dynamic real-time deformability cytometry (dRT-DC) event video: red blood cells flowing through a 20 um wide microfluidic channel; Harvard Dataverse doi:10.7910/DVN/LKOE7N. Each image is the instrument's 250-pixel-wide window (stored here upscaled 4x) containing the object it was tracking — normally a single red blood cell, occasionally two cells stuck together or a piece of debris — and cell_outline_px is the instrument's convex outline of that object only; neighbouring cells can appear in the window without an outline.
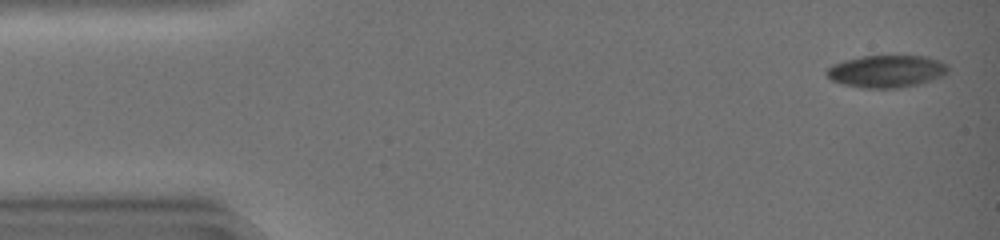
{"species": "common noctule bat (a hibernating species)", "species_latin": "Nyctalus noctula", "temperature_condition": "warm", "stored_images_in_passage": 46, "camera_frame_rate_fps": 3000, "um_per_image_px": 0.085, "animal": {"sex": "female", "body_mass_g": 19.0, "forearm_length_mm": 51.5}, "frame": {"image": 1, "passage_image": 1, "time_ms": 0.0, "image_size_px": [1000, 240], "cell_outline_px": [[948, 72], [944, 76], [920, 84], [900, 88], [864, 88], [840, 84], [832, 80], [824, 72], [832, 64], [844, 60], [860, 56], [924, 56], [940, 60], [948, 64]], "centroid_in_image_um": [75.37, 6.06], "position_along_channel_um": 9.6, "area_um2": 23.18}}
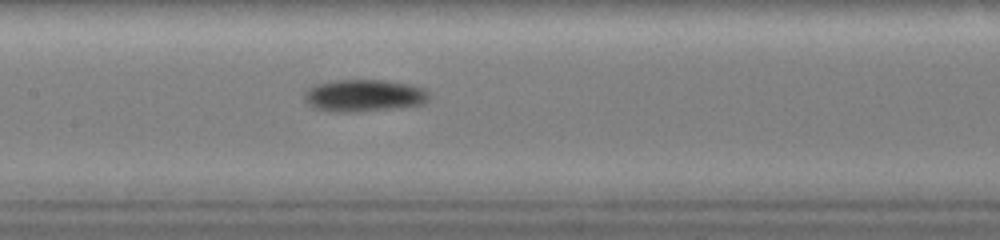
{"frame": {"image": 2, "passage_image": 22, "time_ms": 7.0, "image_size_px": [1000, 240], "cell_outline_px": [[428, 96], [420, 104], [388, 108], [320, 108], [312, 104], [304, 96], [304, 92], [312, 84], [328, 80], [384, 80], [412, 84], [424, 88], [428, 92]], "centroid_in_image_um": [30.97, 8.01], "position_along_channel_um": 176.4, "area_um2": 21.68}}
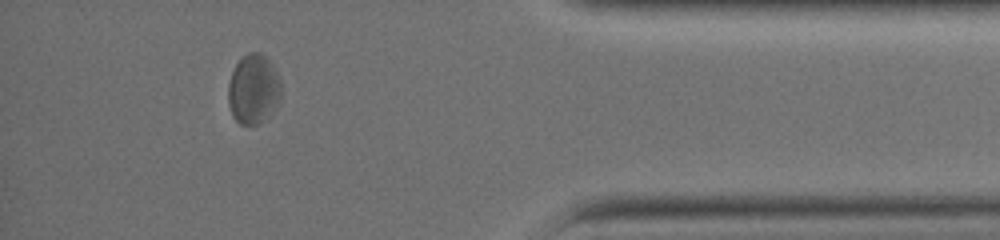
{"frame": {"image": 3, "passage_image": 41, "time_ms": 13.333, "image_size_px": [1000, 240], "cell_outline_px": [[280, 100], [276, 108], [264, 120], [256, 124], [240, 124], [232, 116], [228, 104], [228, 84], [232, 72], [236, 64], [248, 52], [260, 52], [268, 60], [276, 72], [280, 80]], "centroid_in_image_um": [21.53, 7.6], "position_along_channel_um": 413.7, "area_um2": 21.39}, "authors_computed_cell_mechanics": {"area_um2": 22.0218, "velocity_mm_per_s": 4.125, "shape_relaxation_time_tau1_ms": null, "shape_relaxation_time_tau2_ms": 3.3858, "deformation_change_tau1": null, "deformation_change_tau2": 0.0827}}